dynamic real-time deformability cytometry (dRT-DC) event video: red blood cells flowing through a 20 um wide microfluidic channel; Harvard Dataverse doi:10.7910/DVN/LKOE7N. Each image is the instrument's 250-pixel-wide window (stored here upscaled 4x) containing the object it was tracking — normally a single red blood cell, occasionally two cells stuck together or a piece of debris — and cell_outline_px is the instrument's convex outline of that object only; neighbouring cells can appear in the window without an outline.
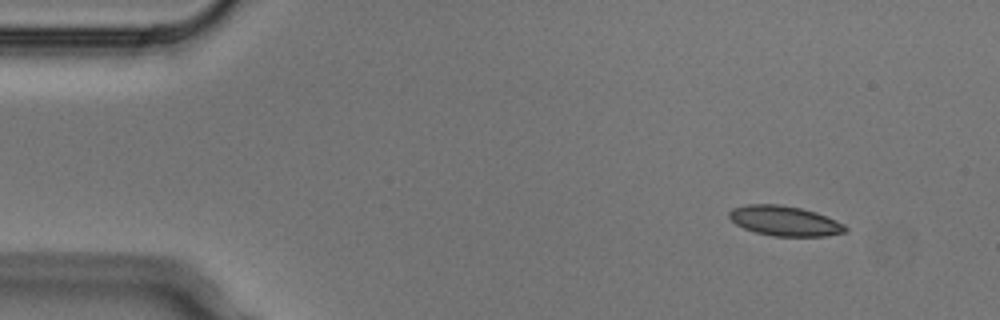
{"species": "Egyptian fruit bat (a non-hibernating species)", "species_latin": "Rousettus aegyptiacus", "temperature_condition": "cold", "stored_images_in_passage": 4, "segment_of_instrument_passage": [1, 2], "camera_frame_rate_fps": 3000, "um_per_image_px": 0.085, "animal": {"sex": "male"}, "frame": {"image": 1, "passage_image": 1, "time_ms": 0.0, "image_size_px": [1000, 320], "cell_outline_px": [[848, 232], [824, 236], [772, 236], [756, 232], [744, 228], [736, 224], [728, 216], [728, 212], [732, 208], [748, 204], [780, 204], [800, 208], [816, 212], [836, 220], [844, 224], [848, 228]], "centroid_in_image_um": [66.71, 18.77], "position_along_channel_um": 18.3, "area_um2": 20.35}}